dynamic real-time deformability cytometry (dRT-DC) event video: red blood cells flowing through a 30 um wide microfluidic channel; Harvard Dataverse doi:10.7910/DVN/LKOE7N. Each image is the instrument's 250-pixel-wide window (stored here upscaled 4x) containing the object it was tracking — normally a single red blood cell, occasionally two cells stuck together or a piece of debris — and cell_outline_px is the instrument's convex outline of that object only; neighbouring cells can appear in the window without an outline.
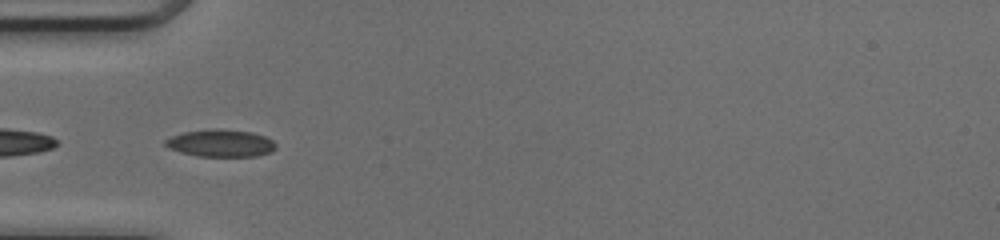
{"species": "common noctule bat (a hibernating species)", "species_latin": "Nyctalus noctula", "temperature_condition": "cold", "stored_images_in_passage": 35, "camera_frame_rate_fps": 3000, "um_per_image_px": 0.085, "animal": {"sex": "female", "body_mass_g": 17.0, "forearm_length_mm": 48.0}, "frame": {"image": 1, "passage_image": 9, "time_ms": 2.667, "image_size_px": [1000, 240], "cell_outline_px": [[276, 148], [272, 152], [256, 156], [196, 156], [180, 152], [168, 148], [164, 144], [164, 140], [172, 136], [184, 132], [212, 128], [216, 128], [252, 132], [264, 136], [272, 140], [276, 144]], "centroid_in_image_um": [18.75, 12.17], "position_along_channel_um": 66.2, "area_um2": 17.69}}
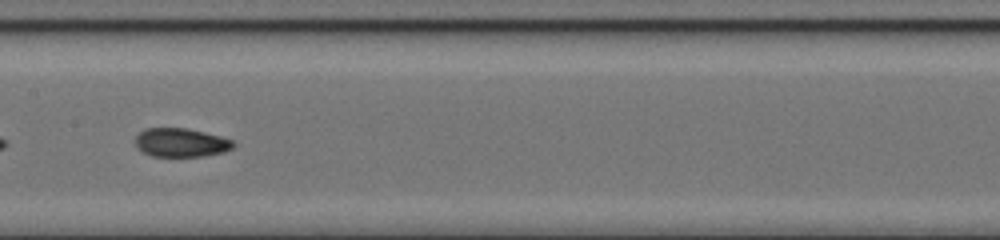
{"frame": {"image": 2, "passage_image": 18, "time_ms": 5.667, "image_size_px": [1000, 240], "cell_outline_px": [[236, 144], [232, 148], [224, 152], [204, 156], [152, 156], [144, 152], [136, 144], [136, 136], [144, 128], [188, 128], [220, 136], [232, 140]], "centroid_in_image_um": [15.41, 12.11], "position_along_channel_um": 192.0, "area_um2": 16.3}}
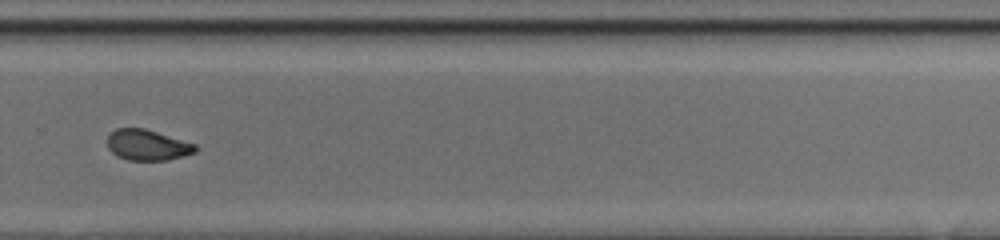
{"frame": {"image": 3, "passage_image": 27, "time_ms": 8.667, "image_size_px": [1000, 240], "cell_outline_px": [[196, 152], [168, 160], [128, 160], [116, 156], [108, 148], [108, 136], [116, 128], [144, 128], [196, 144]], "centroid_in_image_um": [12.52, 12.33], "position_along_channel_um": 317.3, "area_um2": 15.66}, "authors_computed_cell_mechanics": {"area_um2": 16.8776, "velocity_mm_per_s": 4.1937, "shape_relaxation_time_tau1_ms": null, "shape_relaxation_time_tau2_ms": 1.6058, "deformation_change_tau1": null, "deformation_change_tau2": 0.0631}}